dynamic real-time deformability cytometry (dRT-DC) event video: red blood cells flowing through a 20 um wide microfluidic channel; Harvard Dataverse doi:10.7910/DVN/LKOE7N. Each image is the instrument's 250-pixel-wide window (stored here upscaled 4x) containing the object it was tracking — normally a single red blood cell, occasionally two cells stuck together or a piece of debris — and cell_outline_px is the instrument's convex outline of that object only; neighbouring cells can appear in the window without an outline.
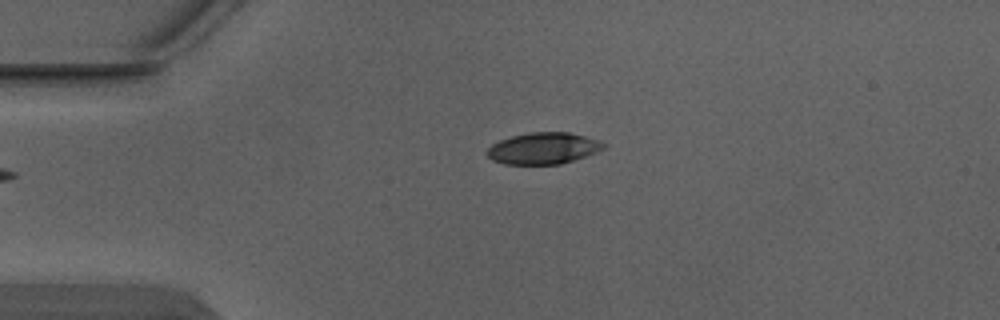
{"species": "Egyptian fruit bat (a non-hibernating species)", "species_latin": "Rousettus aegyptiacus", "temperature_condition": "warm", "stored_images_in_passage": 1, "camera_frame_rate_fps": 3000, "um_per_image_px": 0.085, "animal": {"sex": "male"}, "frame": {"image": 1, "passage_image": 1, "time_ms": 0.0, "image_size_px": [1000, 320], "cell_outline_px": [[604, 148], [596, 152], [560, 164], [504, 164], [492, 160], [488, 156], [488, 148], [492, 144], [500, 140], [512, 136], [532, 132], [568, 132], [600, 140], [604, 144]], "centroid_in_image_um": [46.17, 12.6], "position_along_channel_um": 38.8, "area_um2": 21.1}}